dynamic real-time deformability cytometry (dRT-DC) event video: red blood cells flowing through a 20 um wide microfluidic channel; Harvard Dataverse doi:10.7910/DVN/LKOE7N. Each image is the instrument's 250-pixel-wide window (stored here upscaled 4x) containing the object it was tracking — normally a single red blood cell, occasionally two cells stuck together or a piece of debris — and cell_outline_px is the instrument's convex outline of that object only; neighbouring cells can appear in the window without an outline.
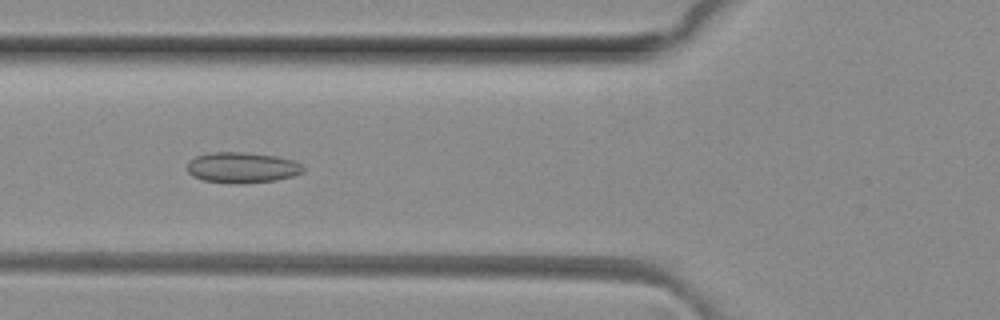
{"species": "common noctule bat (a hibernating species)", "species_latin": "Nyctalus noctula", "temperature_condition": "room temperature", "stored_images_in_passage": 7, "camera_frame_rate_fps": 3000, "um_per_image_px": 0.085, "animal": {"sex": "female", "body_mass_g": 29.2, "forearm_length_mm": 56.3}, "frame": {"image": 1, "passage_image": 5, "time_ms": 1.333, "image_size_px": [1000, 320], "cell_outline_px": [[304, 172], [292, 176], [276, 180], [244, 184], [236, 184], [204, 180], [192, 176], [188, 172], [188, 160], [196, 156], [208, 152], [244, 152], [276, 156], [292, 160], [304, 164]], "centroid_in_image_um": [20.59, 14.24], "position_along_channel_um": 105.2, "area_um2": 20.98}}
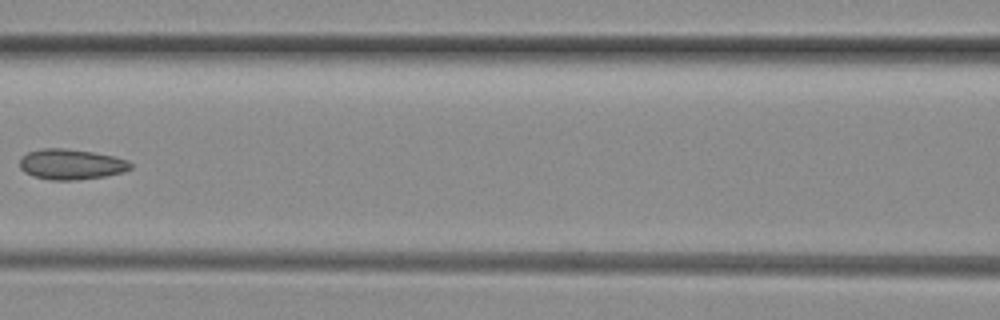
{"frame": {"image": 2, "passage_image": 6, "time_ms": 1.667, "image_size_px": [1000, 320], "cell_outline_px": [[132, 168], [124, 172], [104, 176], [72, 180], [48, 180], [32, 176], [24, 172], [20, 168], [20, 156], [28, 152], [40, 148], [64, 148], [92, 152], [116, 156], [128, 160], [132, 164]], "centroid_in_image_um": [6.03, 13.96], "position_along_channel_um": 160.6, "area_um2": 19.88}}
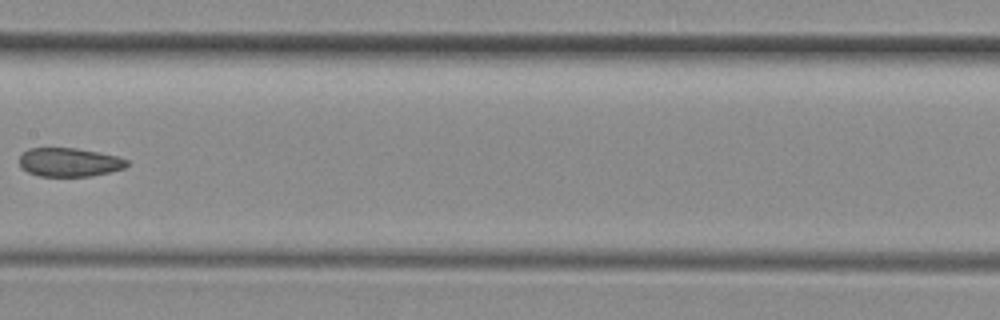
{"frame": {"image": 3, "passage_image": 7, "time_ms": 2.0, "image_size_px": [1000, 320], "cell_outline_px": [[128, 164], [124, 168], [92, 176], [40, 176], [28, 172], [20, 168], [20, 156], [28, 148], [76, 148], [116, 156], [128, 160]], "centroid_in_image_um": [5.86, 13.79], "position_along_channel_um": 201.5, "area_um2": 17.86}}